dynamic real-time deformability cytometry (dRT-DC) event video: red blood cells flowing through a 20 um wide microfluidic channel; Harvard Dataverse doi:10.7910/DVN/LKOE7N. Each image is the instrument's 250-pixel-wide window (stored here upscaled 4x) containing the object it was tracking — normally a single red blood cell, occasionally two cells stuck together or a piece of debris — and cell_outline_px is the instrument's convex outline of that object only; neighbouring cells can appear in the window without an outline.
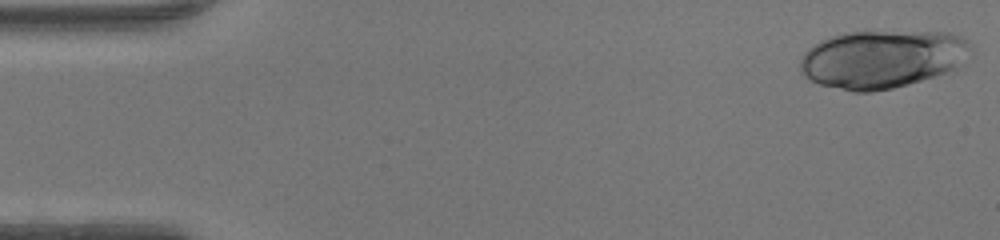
{"species": "human", "species_latin": "Homo sapiens", "temperature_condition": "warm", "stored_images_in_passage": 46, "camera_frame_rate_fps": 3000, "um_per_image_px": 0.085, "donor": {"sex": "female"}, "frame": {"image": 1, "passage_image": 1, "time_ms": 0.0, "image_size_px": [1000, 240], "cell_outline_px": [[972, 52], [956, 68], [908, 84], [892, 88], [872, 92], [852, 92], [820, 84], [808, 80], [804, 76], [800, 68], [800, 60], [804, 52], [808, 48], [832, 36], [844, 32], [948, 32], [964, 36], [972, 44]], "centroid_in_image_um": [75.0, 5.01], "position_along_channel_um": 10.0, "area_um2": 57.74}}
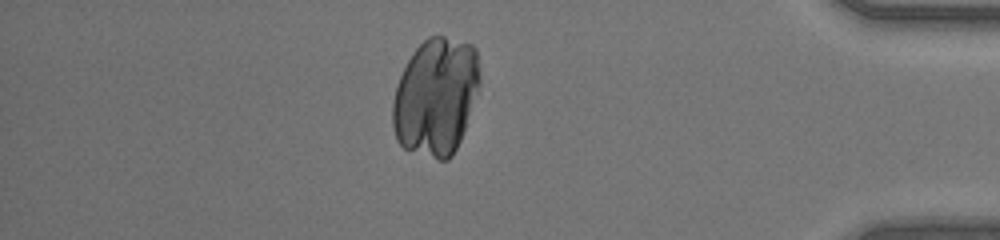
{"frame": {"image": 2, "passage_image": 40, "time_ms": 13.0, "image_size_px": [1000, 240], "cell_outline_px": [[480, 84], [460, 140], [452, 156], [448, 160], [440, 160], [404, 148], [396, 140], [392, 124], [392, 104], [396, 84], [412, 52], [428, 36], [444, 36], [472, 44], [476, 48], [480, 72]], "centroid_in_image_um": [37.04, 8.2], "position_along_channel_um": 398.2, "area_um2": 59.77}}